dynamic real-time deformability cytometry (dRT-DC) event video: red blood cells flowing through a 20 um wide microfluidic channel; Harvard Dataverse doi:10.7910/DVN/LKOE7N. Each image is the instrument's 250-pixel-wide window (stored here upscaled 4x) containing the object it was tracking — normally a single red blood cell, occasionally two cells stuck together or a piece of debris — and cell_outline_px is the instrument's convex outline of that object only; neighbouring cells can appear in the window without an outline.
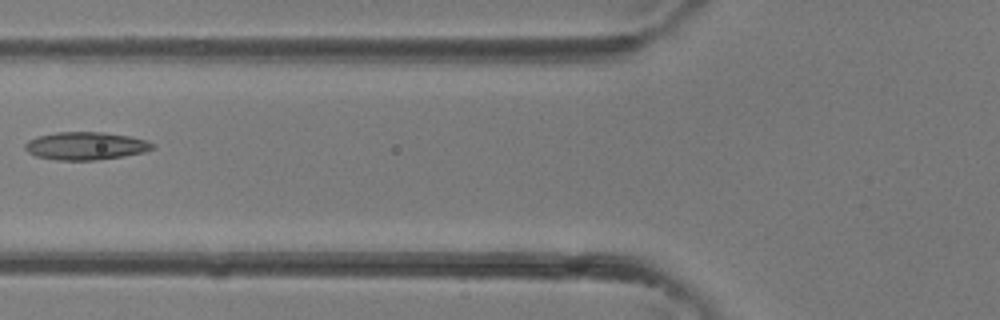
{"species": "common noctule bat (a hibernating species)", "species_latin": "Nyctalus noctula", "temperature_condition": "room temperature", "stored_images_in_passage": 2, "camera_frame_rate_fps": 3000, "um_per_image_px": 0.085, "animal": {"sex": "female"}, "frame": {"image": 1, "passage_image": 2, "time_ms": 0.333, "image_size_px": [1000, 320], "cell_outline_px": [[156, 144], [152, 148], [144, 152], [124, 156], [96, 160], [56, 160], [36, 156], [28, 152], [24, 148], [24, 144], [28, 140], [36, 136], [56, 132], [104, 132], [132, 136], [148, 140]], "centroid_in_image_um": [7.29, 12.39], "position_along_channel_um": 118.5, "area_um2": 20.92}}